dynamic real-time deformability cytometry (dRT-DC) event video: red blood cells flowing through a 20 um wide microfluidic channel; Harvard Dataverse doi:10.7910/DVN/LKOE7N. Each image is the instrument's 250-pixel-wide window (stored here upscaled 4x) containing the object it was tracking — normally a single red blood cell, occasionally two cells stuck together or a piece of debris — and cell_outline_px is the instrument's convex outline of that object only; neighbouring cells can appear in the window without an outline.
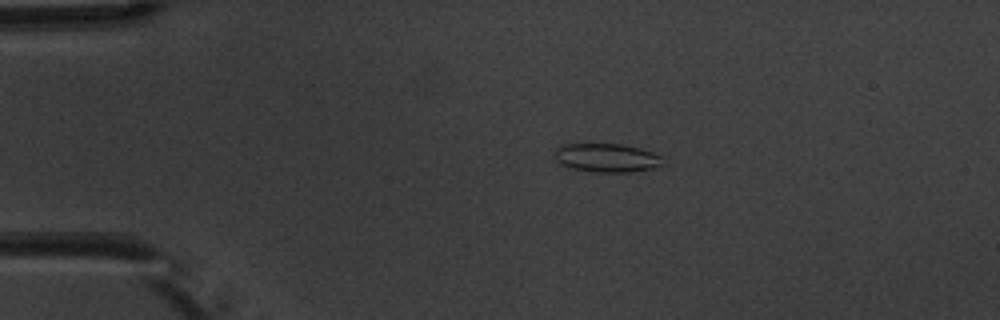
{"species": "common noctule bat (a hibernating species)", "species_latin": "Nyctalus noctula", "temperature_condition": "warm", "stored_images_in_passage": 4, "camera_frame_rate_fps": 3000, "um_per_image_px": 0.085, "animal": {"sex": "male", "body_mass_g": 20.1, "forearm_length_mm": 53.5}, "frame": {"image": 1, "passage_image": 2, "time_ms": 1.0, "image_size_px": [1000, 320], "cell_outline_px": [[664, 164], [652, 168], [628, 172], [596, 172], [572, 168], [560, 164], [556, 160], [556, 148], [560, 144], [624, 144], [640, 148], [652, 152], [660, 156]], "centroid_in_image_um": [51.56, 13.4], "position_along_channel_um": 33.4, "area_um2": 17.98}}
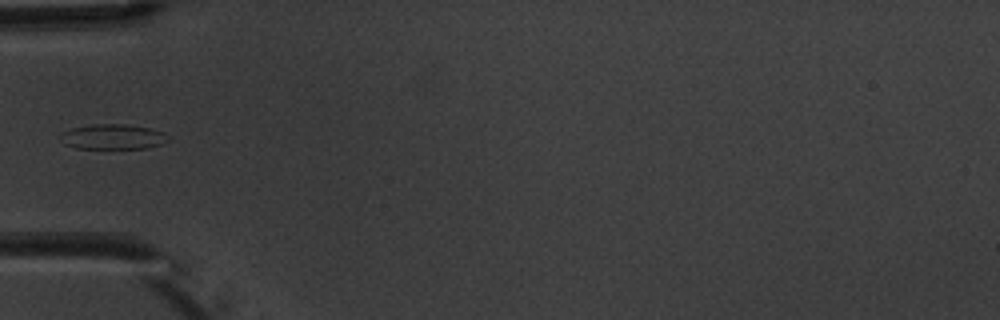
{"frame": {"image": 2, "passage_image": 4, "time_ms": 3.333, "image_size_px": [1000, 320], "cell_outline_px": [[172, 136], [168, 140], [160, 144], [148, 148], [76, 148], [64, 144], [60, 140], [60, 136], [64, 132], [72, 128], [92, 124], [124, 124], [148, 128], [164, 132]], "centroid_in_image_um": [9.61, 11.62], "position_along_channel_um": 75.4, "area_um2": 15.72}}